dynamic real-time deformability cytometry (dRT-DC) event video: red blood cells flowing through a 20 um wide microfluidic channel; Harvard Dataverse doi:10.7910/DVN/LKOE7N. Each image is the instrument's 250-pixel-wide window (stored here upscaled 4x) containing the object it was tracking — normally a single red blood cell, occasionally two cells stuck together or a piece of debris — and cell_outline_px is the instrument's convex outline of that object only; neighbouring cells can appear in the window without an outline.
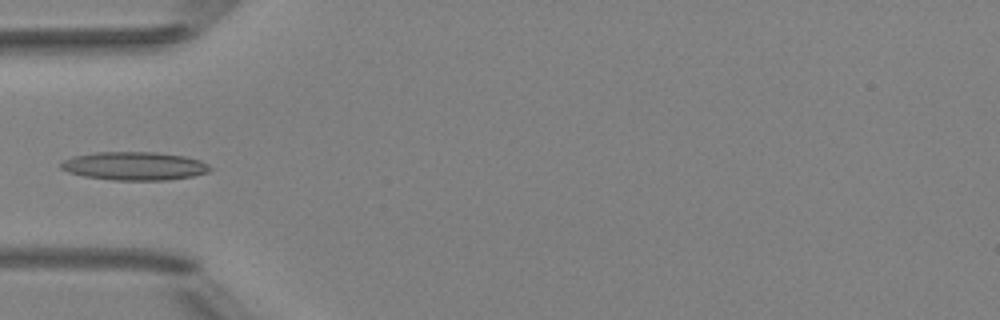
{"species": "Egyptian fruit bat (a non-hibernating species)", "species_latin": "Rousettus aegyptiacus", "temperature_condition": "room temperature", "stored_images_in_passage": 5, "camera_frame_rate_fps": 3000, "um_per_image_px": 0.085, "animal": {"sex": "female"}, "frame": {"image": 1, "passage_image": 5, "time_ms": 4.667, "image_size_px": [1000, 320], "cell_outline_px": [[212, 168], [208, 172], [192, 176], [168, 180], [112, 180], [84, 176], [68, 172], [60, 168], [60, 164], [64, 160], [72, 156], [96, 152], [156, 152], [184, 156], [200, 160], [208, 164]], "centroid_in_image_um": [11.42, 14.11], "position_along_channel_um": 73.6, "area_um2": 24.68}}